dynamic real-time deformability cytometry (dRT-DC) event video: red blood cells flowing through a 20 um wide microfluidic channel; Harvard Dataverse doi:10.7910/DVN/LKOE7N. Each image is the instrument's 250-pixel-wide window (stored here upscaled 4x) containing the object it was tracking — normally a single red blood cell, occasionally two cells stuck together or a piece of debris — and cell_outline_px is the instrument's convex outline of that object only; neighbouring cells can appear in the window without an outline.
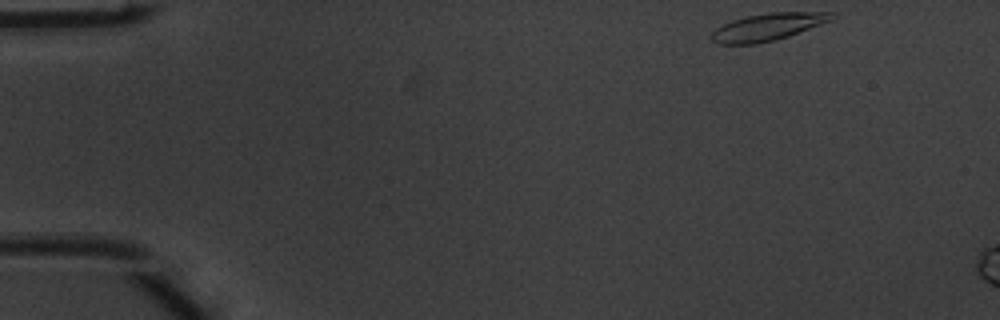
{"species": "common noctule bat (a hibernating species)", "species_latin": "Nyctalus noctula", "temperature_condition": "warm", "stored_images_in_passage": 6, "camera_frame_rate_fps": 3000, "um_per_image_px": 0.085, "animal": {"sex": "male", "body_mass_g": 20.1, "forearm_length_mm": 53.5}, "frame": {"image": 1, "passage_image": 1, "time_ms": 0.0, "image_size_px": [1000, 320], "cell_outline_px": [[836, 16], [832, 20], [788, 36], [776, 40], [756, 44], [716, 44], [708, 36], [716, 28], [732, 20], [748, 16], [772, 12], [836, 12]], "centroid_in_image_um": [65.25, 2.29], "position_along_channel_um": 19.8, "area_um2": 19.13}}